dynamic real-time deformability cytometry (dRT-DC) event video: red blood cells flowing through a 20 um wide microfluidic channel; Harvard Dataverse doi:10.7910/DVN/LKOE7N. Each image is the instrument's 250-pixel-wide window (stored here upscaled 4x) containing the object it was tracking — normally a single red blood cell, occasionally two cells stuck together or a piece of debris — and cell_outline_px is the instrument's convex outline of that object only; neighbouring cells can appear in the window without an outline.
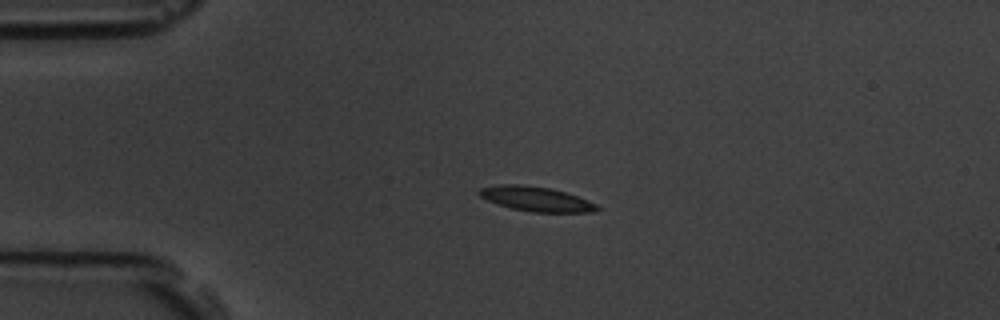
{"species": "common noctule bat (a hibernating species)", "species_latin": "Nyctalus noctula", "temperature_condition": "room temperature", "stored_images_in_passage": 2, "camera_frame_rate_fps": 3000, "um_per_image_px": 0.085, "animal": {"sex": "male", "body_mass_g": 19.5, "forearm_length_mm": 54.6}, "frame": {"image": 1, "passage_image": 1, "time_ms": 0.0, "image_size_px": [1000, 320], "cell_outline_px": [[600, 208], [592, 212], [532, 212], [512, 208], [488, 200], [480, 196], [476, 192], [480, 188], [500, 184], [516, 184], [548, 188], [564, 192], [576, 196], [596, 204]], "centroid_in_image_um": [45.54, 16.91], "position_along_channel_um": 39.5, "area_um2": 16.53}}